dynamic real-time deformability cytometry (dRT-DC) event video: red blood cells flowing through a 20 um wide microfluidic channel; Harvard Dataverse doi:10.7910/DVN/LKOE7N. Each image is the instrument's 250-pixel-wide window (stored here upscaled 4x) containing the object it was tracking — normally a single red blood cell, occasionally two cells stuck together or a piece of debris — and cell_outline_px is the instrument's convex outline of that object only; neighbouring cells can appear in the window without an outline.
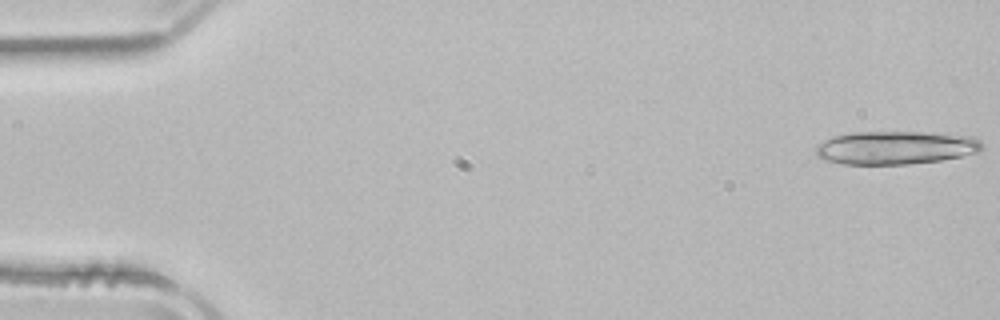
{"species": "common noctule bat (a hibernating species)", "species_latin": "Nyctalus noctula", "temperature_condition": "room temperature", "stored_images_in_passage": 15, "camera_frame_rate_fps": 3000, "um_per_image_px": 0.085, "animal": {"sex": "male", "body_mass_g": 21.5, "forearm_length_mm": 52.0}, "frame": {"image": 1, "passage_image": 1, "time_ms": 0.0, "image_size_px": [1000, 320], "cell_outline_px": [[984, 148], [980, 152], [940, 160], [908, 164], [844, 164], [824, 160], [816, 156], [816, 144], [832, 136], [848, 132], [920, 132], [972, 136], [980, 140], [984, 144]], "centroid_in_image_um": [76.11, 12.55], "position_along_channel_um": 8.9, "area_um2": 32.48}}